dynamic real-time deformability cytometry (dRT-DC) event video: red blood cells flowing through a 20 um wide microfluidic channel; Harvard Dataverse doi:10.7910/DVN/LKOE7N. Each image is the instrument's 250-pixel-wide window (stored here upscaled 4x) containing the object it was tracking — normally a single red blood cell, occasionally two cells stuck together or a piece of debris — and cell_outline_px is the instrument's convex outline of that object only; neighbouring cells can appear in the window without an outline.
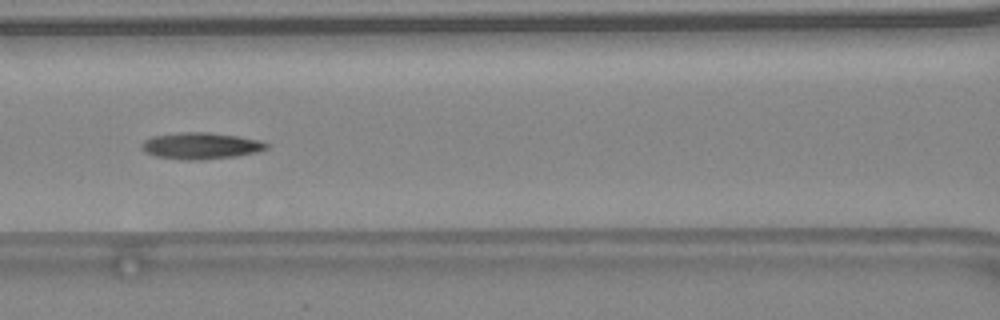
{"species": "common noctule bat (a hibernating species)", "species_latin": "Nyctalus noctula", "temperature_condition": "warm", "stored_images_in_passage": 32, "camera_frame_rate_fps": 3000, "um_per_image_px": 0.085, "animal": {"sex": "female", "body_mass_g": 24.6, "forearm_length_mm": 56.2}, "frame": {"image": 1, "passage_image": 13, "time_ms": 4.0, "image_size_px": [1000, 320], "cell_outline_px": [[268, 148], [256, 152], [236, 156], [200, 160], [184, 160], [156, 156], [144, 152], [140, 148], [140, 144], [144, 140], [152, 136], [180, 132], [208, 132], [236, 136], [260, 140], [268, 144]], "centroid_in_image_um": [17.02, 12.39], "position_along_channel_um": 149.6, "area_um2": 19.36}, "authors_computed_cell_mechanics": {"area_um2": 18.4093, "velocity_mm_per_s": 4.536, "shape_relaxation_time_tau1_ms": 7.8997, "shape_relaxation_time_tau2_ms": 1.3504, "deformation_change_tau1": 0.2801, "deformation_change_tau2": 0.0733}}